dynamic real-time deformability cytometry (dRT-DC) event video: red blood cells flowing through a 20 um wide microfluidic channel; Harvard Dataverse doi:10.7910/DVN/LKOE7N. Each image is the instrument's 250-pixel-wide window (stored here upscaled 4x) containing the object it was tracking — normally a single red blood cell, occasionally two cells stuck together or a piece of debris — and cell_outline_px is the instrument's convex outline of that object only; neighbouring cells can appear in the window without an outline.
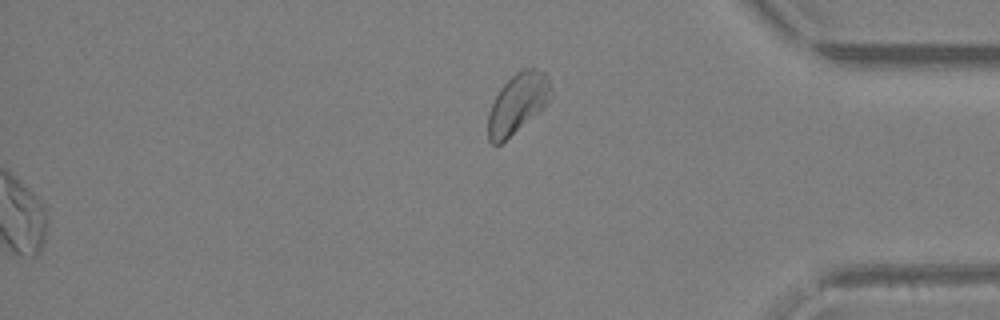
{"species": "Egyptian fruit bat (a non-hibernating species)", "species_latin": "Rousettus aegyptiacus", "temperature_condition": "warm", "stored_images_in_passage": 30, "segment_of_instrument_passage": [2, 2], "camera_frame_rate_fps": 3000, "um_per_image_px": 0.085, "animal": {"sex": "female"}, "frame": {"image": 1, "passage_image": 30, "time_ms": 9.667, "image_size_px": [1000, 320], "cell_outline_px": [[552, 96], [536, 112], [500, 144], [492, 144], [488, 140], [488, 112], [500, 88], [516, 72], [524, 68], [536, 68], [544, 72], [548, 76], [552, 84]], "centroid_in_image_um": [43.99, 8.73], "position_along_channel_um": 391.2, "area_um2": 21.39}}